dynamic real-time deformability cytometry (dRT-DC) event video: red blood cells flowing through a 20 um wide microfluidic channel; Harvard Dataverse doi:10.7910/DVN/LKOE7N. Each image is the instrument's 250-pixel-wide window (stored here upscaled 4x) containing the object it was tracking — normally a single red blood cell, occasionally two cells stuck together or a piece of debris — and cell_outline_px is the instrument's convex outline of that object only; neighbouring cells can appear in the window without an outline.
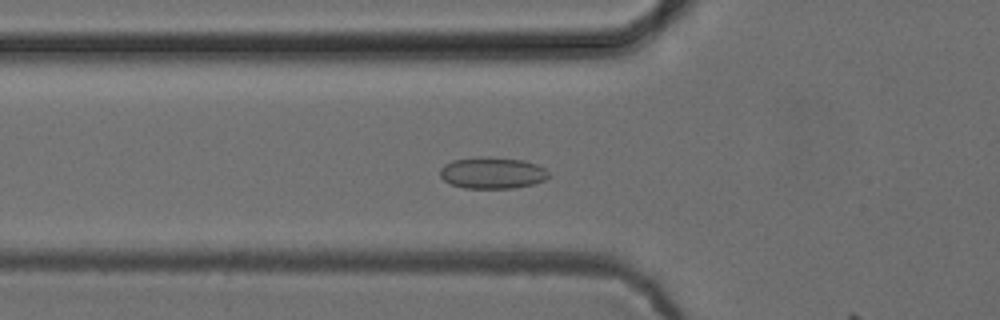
{"species": "common noctule bat (a hibernating species)", "species_latin": "Nyctalus noctula", "temperature_condition": "cold", "stored_images_in_passage": 16, "camera_frame_rate_fps": 3000, "um_per_image_px": 0.085, "animal": {"sex": "female", "body_mass_g": 24.6, "forearm_length_mm": 56.2}, "frame": {"image": 1, "passage_image": 15, "time_ms": 4.667, "image_size_px": [1000, 320], "cell_outline_px": [[548, 176], [544, 180], [532, 184], [512, 188], [464, 188], [452, 184], [444, 180], [440, 176], [440, 168], [444, 164], [452, 160], [480, 156], [488, 156], [524, 160], [536, 164], [544, 168], [548, 172]], "centroid_in_image_um": [41.81, 14.68], "position_along_channel_um": 84.0, "area_um2": 20.0}}